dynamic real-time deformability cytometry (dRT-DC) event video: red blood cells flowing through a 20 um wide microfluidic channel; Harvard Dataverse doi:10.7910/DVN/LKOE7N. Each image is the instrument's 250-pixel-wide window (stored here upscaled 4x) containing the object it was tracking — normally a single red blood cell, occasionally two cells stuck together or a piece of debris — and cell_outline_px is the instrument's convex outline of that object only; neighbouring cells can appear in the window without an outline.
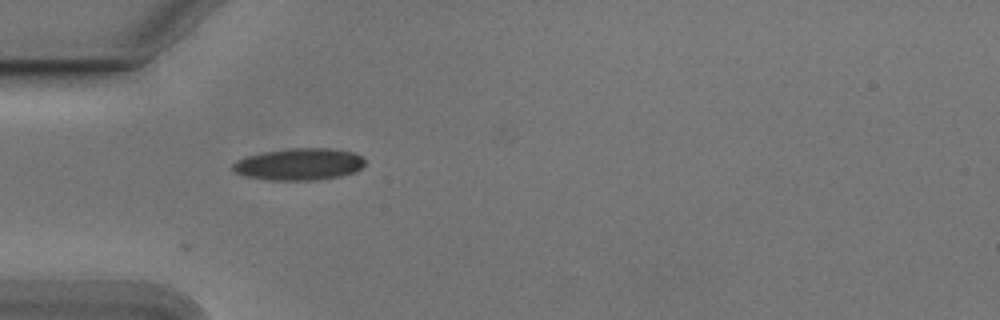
{"species": "Egyptian fruit bat (a non-hibernating species)", "species_latin": "Rousettus aegyptiacus", "temperature_condition": "cold", "stored_images_in_passage": 20, "camera_frame_rate_fps": 3000, "um_per_image_px": 0.085, "animal": {"sex": "male"}, "frame": {"image": 1, "passage_image": 1, "time_ms": 0.0, "image_size_px": [1000, 320], "cell_outline_px": [[364, 164], [356, 172], [340, 176], [316, 180], [268, 180], [244, 176], [232, 172], [232, 164], [236, 160], [248, 156], [264, 152], [288, 148], [332, 148], [356, 152], [364, 156]], "centroid_in_image_um": [25.44, 13.95], "position_along_channel_um": 59.6, "area_um2": 24.91}}
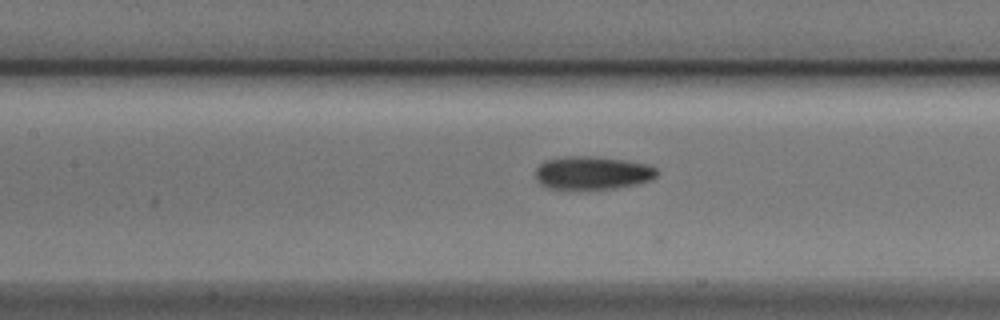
{"frame": {"image": 2, "passage_image": 9, "time_ms": 2.667, "image_size_px": [1000, 320], "cell_outline_px": [[656, 176], [652, 180], [636, 184], [616, 188], [544, 188], [536, 180], [536, 168], [544, 160], [568, 156], [592, 156], [624, 160], [648, 164], [656, 168]], "centroid_in_image_um": [50.34, 14.68], "position_along_channel_um": 157.1, "area_um2": 23.35}}
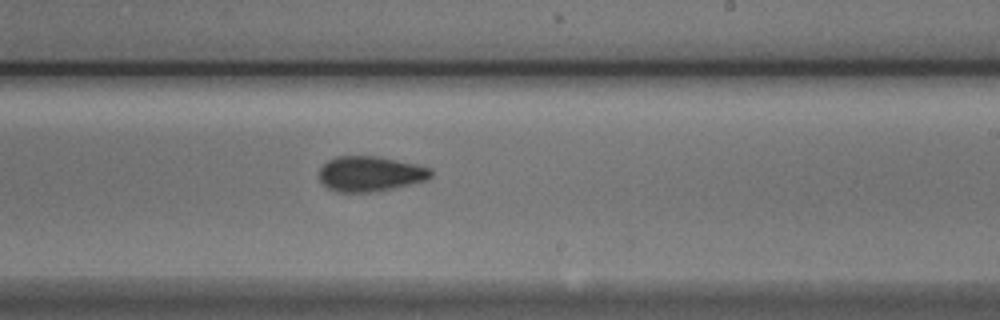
{"frame": {"image": 3, "passage_image": 17, "time_ms": 5.333, "image_size_px": [1000, 320], "cell_outline_px": [[432, 176], [428, 180], [396, 188], [376, 192], [336, 192], [328, 188], [320, 180], [320, 168], [328, 160], [336, 156], [376, 156], [416, 164], [432, 168]], "centroid_in_image_um": [31.5, 14.78], "position_along_channel_um": 257.5, "area_um2": 23.12}}